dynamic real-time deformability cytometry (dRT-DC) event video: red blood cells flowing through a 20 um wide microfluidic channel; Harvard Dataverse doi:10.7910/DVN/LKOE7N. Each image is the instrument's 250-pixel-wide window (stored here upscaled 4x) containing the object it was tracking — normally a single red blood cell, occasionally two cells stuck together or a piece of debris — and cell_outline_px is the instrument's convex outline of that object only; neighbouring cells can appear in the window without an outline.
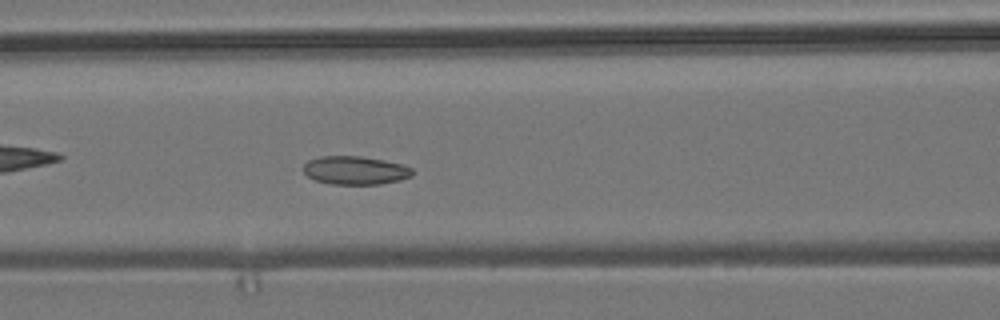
{"species": "common noctule bat (a hibernating species)", "species_latin": "Nyctalus noctula", "temperature_condition": "room temperature", "stored_images_in_passage": 56, "camera_frame_rate_fps": 3000, "um_per_image_px": 0.085, "animal": {"sex": "male", "body_mass_g": 19.2, "forearm_length_mm": 51.8}, "frame": {"image": 1, "passage_image": 23, "time_ms": 7.333, "image_size_px": [1000, 320], "cell_outline_px": [[412, 176], [400, 180], [380, 184], [332, 184], [312, 180], [304, 172], [304, 164], [308, 160], [320, 156], [360, 156], [384, 160], [404, 164], [412, 168]], "centroid_in_image_um": [30.19, 14.48], "position_along_channel_um": 136.4, "area_um2": 18.15}}
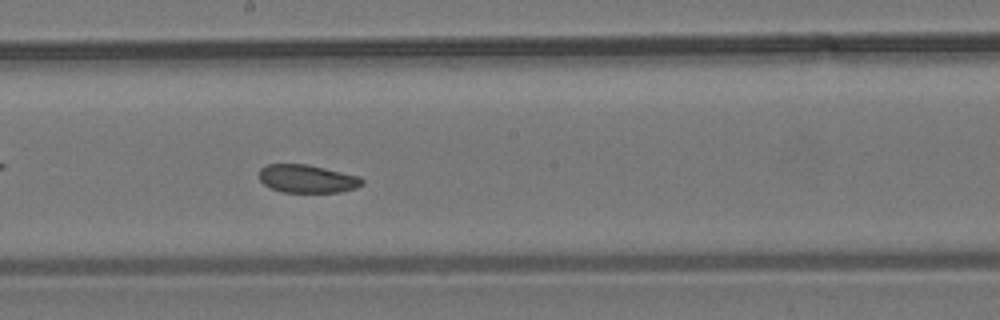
{"frame": {"image": 2, "passage_image": 30, "time_ms": 9.667, "image_size_px": [1000, 320], "cell_outline_px": [[364, 184], [356, 188], [344, 192], [284, 192], [272, 188], [264, 184], [260, 180], [260, 168], [268, 164], [308, 164], [360, 176], [364, 180]], "centroid_in_image_um": [26.16, 15.19], "position_along_channel_um": 222.0, "area_um2": 16.94}}
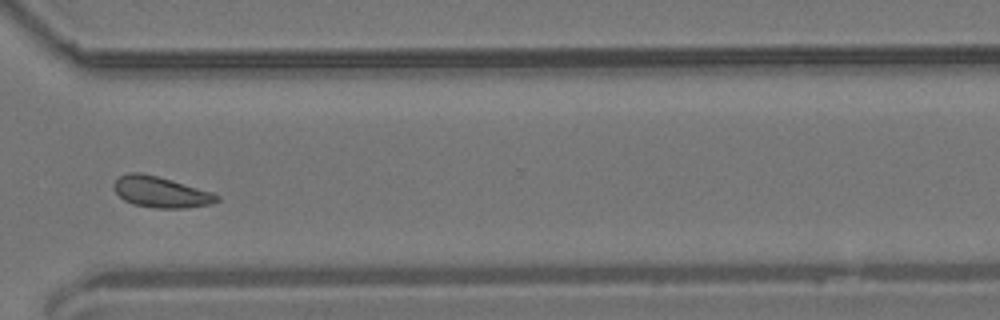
{"frame": {"image": 3, "passage_image": 41, "time_ms": 13.333, "image_size_px": [1000, 320], "cell_outline_px": [[220, 200], [212, 204], [184, 208], [156, 208], [132, 204], [124, 200], [116, 192], [112, 184], [120, 176], [128, 172], [140, 172], [156, 176], [212, 192], [220, 196]], "centroid_in_image_um": [13.66, 16.33], "position_along_channel_um": 356.9, "area_um2": 18.44}, "authors_computed_cell_mechanics": {"area_um2": 18.3515, "velocity_mm_per_s": 3.6793, "shape_relaxation_time_tau1_ms": 5.6226, "shape_relaxation_time_tau2_ms": 6.1409, "deformation_change_tau1": 0.0608, "deformation_change_tau2": 0.1169}}